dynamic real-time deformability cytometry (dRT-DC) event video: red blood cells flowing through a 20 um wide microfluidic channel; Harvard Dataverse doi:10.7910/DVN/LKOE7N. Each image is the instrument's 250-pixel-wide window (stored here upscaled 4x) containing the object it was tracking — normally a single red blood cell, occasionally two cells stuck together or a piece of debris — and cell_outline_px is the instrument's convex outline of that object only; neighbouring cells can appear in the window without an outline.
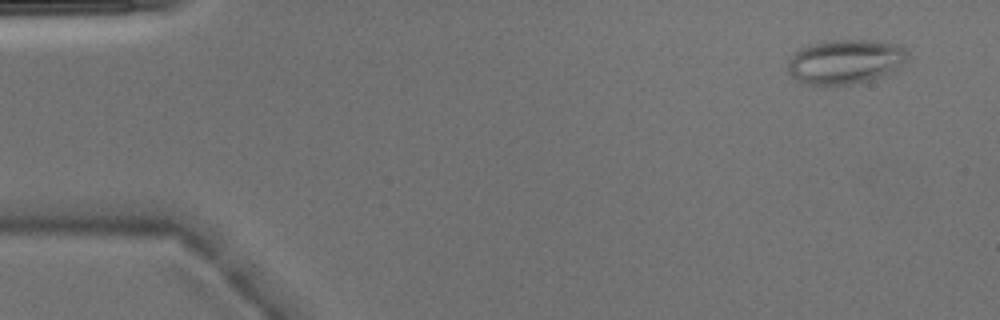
{"species": "Egyptian fruit bat (a non-hibernating species)", "species_latin": "Rousettus aegyptiacus", "temperature_condition": "warm", "stored_images_in_passage": 6, "camera_frame_rate_fps": 3000, "um_per_image_px": 0.085, "animal": {"sex": "male"}, "frame": {"image": 1, "passage_image": 6, "time_ms": 1.667, "image_size_px": [1000, 320], "cell_outline_px": [[908, 60], [896, 72], [888, 76], [848, 84], [808, 84], [796, 80], [788, 72], [788, 60], [800, 48], [824, 40], [868, 40], [900, 44], [908, 48]], "centroid_in_image_um": [71.94, 5.23], "position_along_channel_um": 13.1, "area_um2": 31.5}}